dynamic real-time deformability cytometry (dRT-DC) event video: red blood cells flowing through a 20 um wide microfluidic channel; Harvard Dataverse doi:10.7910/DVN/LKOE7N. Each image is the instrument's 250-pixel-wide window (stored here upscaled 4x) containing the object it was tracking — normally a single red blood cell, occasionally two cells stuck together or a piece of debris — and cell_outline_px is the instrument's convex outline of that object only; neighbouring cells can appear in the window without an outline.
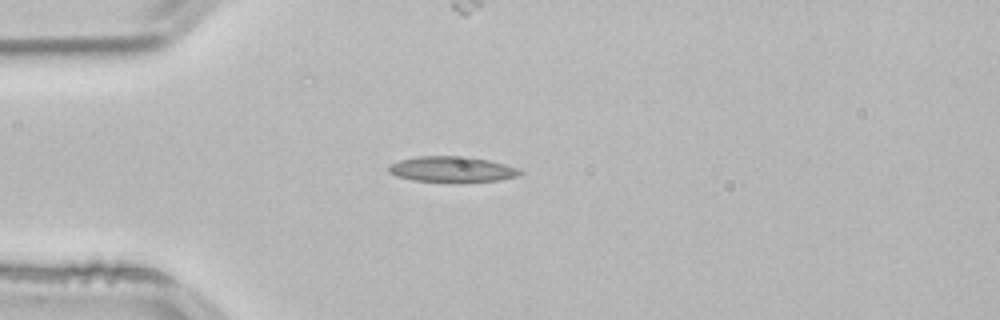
{"species": "common noctule bat (a hibernating species)", "species_latin": "Nyctalus noctula", "temperature_condition": "room temperature", "stored_images_in_passage": 1, "camera_frame_rate_fps": 3000, "um_per_image_px": 0.085, "animal": {"sex": "male", "body_mass_g": 21.5, "forearm_length_mm": 52.0}, "frame": {"image": 1, "passage_image": 1, "time_ms": 0.0, "image_size_px": [1000, 320], "cell_outline_px": [[524, 172], [520, 176], [496, 180], [460, 184], [452, 184], [412, 180], [396, 176], [388, 172], [388, 168], [392, 164], [400, 160], [420, 156], [468, 156], [488, 160], [520, 168]], "centroid_in_image_um": [38.46, 14.42], "position_along_channel_um": 46.5, "area_um2": 20.35}}